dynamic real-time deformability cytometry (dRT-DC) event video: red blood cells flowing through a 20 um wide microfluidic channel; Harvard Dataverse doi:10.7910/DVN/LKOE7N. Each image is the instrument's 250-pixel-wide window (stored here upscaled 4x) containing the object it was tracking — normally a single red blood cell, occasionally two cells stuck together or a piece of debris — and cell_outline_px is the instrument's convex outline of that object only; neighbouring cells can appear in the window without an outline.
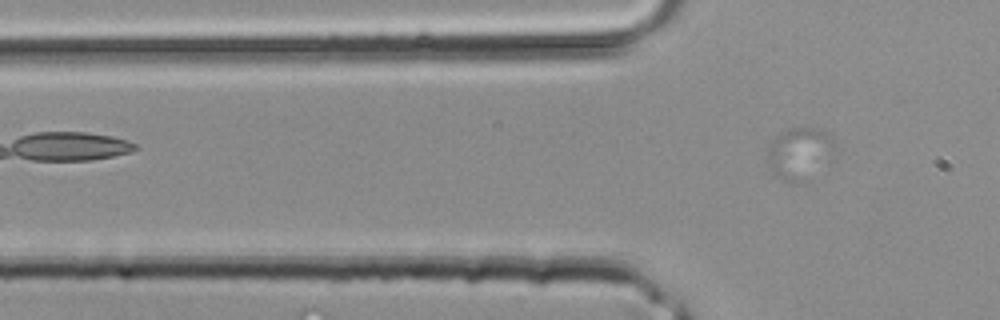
{"species": "common noctule bat (a hibernating species)", "species_latin": "Nyctalus noctula", "temperature_condition": "room temperature", "stored_images_in_passage": 6, "camera_frame_rate_fps": 3000, "um_per_image_px": 0.085, "animal": {"sex": "male", "body_mass_g": 20.4}, "frame": {"image": 1, "passage_image": 6, "time_ms": 1.667, "image_size_px": [1000, 320], "cell_outline_px": [[832, 140], [800, 184], [784, 180], [776, 176], [768, 168], [768, 148], [776, 136], [792, 128], [816, 128], [824, 132]], "centroid_in_image_um": [67.7, 12.99], "position_along_channel_um": 58.1, "area_um2": 17.69}}